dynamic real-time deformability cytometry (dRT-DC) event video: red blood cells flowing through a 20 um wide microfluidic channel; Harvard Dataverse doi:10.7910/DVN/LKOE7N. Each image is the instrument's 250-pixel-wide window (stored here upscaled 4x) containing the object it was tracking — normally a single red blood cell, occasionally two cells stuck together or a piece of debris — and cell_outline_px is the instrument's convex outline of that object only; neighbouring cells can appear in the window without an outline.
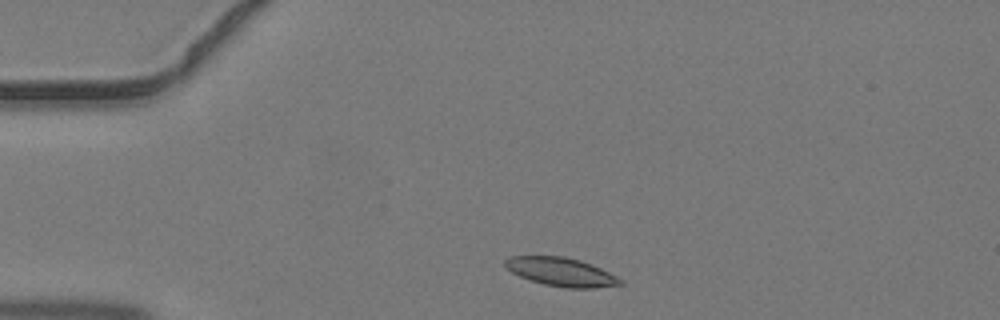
{"species": "common noctule bat (a hibernating species)", "species_latin": "Nyctalus noctula", "temperature_condition": "warm", "stored_images_in_passage": 32, "camera_frame_rate_fps": 3000, "um_per_image_px": 0.085, "animal": {"sex": "male", "body_mass_g": 19.2, "forearm_length_mm": 51.8}, "frame": {"image": 1, "passage_image": 2, "time_ms": 0.333, "image_size_px": [1000, 320], "cell_outline_px": [[624, 284], [592, 288], [568, 288], [544, 284], [520, 276], [504, 268], [504, 260], [508, 256], [564, 256], [580, 260], [600, 268], [616, 276]], "centroid_in_image_um": [47.65, 23.1], "position_along_channel_um": 37.4, "area_um2": 19.02}}
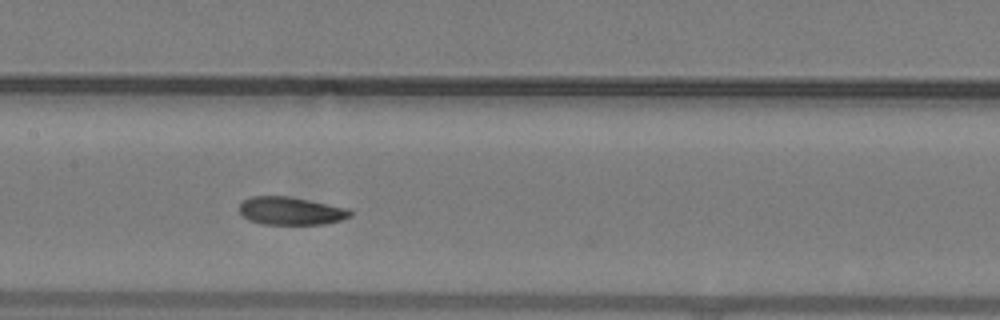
{"frame": {"image": 2, "passage_image": 14, "time_ms": 4.333, "image_size_px": [1000, 320], "cell_outline_px": [[352, 216], [340, 220], [324, 224], [264, 224], [248, 220], [240, 212], [240, 204], [244, 200], [252, 196], [288, 196], [348, 208], [352, 212]], "centroid_in_image_um": [24.73, 17.93], "position_along_channel_um": 182.7, "area_um2": 17.92}}
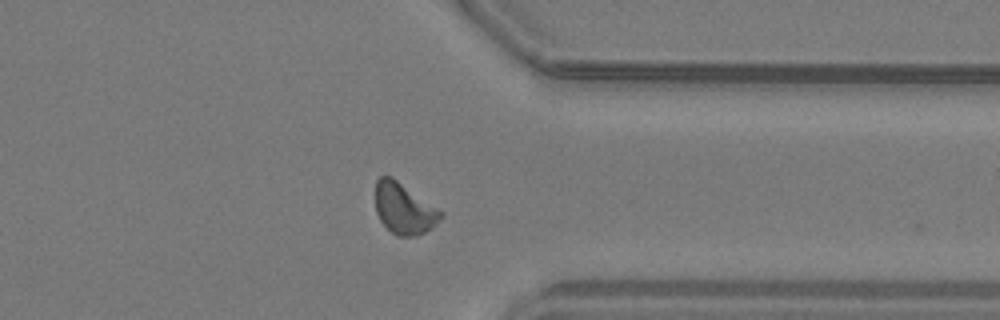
{"frame": {"image": 3, "passage_image": 27, "time_ms": 8.667, "image_size_px": [1000, 320], "cell_outline_px": [[444, 216], [432, 228], [416, 236], [396, 236], [380, 220], [376, 212], [376, 180], [380, 176], [392, 176], [444, 212]], "centroid_in_image_um": [34.36, 17.72], "position_along_channel_um": 377.0, "area_um2": 19.48}}